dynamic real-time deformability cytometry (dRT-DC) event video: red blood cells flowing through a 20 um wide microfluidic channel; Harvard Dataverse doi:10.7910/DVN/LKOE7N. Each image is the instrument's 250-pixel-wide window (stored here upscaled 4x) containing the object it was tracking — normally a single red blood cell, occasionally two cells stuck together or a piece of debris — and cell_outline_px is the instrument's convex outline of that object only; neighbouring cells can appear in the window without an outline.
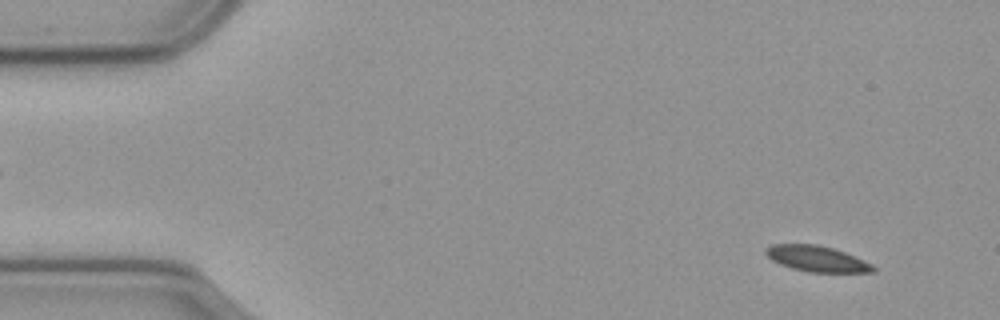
{"species": "common noctule bat (a hibernating species)", "species_latin": "Nyctalus noctula", "temperature_condition": "cold", "stored_images_in_passage": 57, "camera_frame_rate_fps": 3000, "um_per_image_px": 0.085, "animal": {"sex": "male", "body_mass_g": 23.1, "forearm_length_mm": 52.7}, "frame": {"image": 1, "passage_image": 4, "time_ms": 1.0, "image_size_px": [1000, 320], "cell_outline_px": [[876, 272], [808, 272], [792, 268], [780, 264], [772, 260], [764, 252], [764, 248], [772, 244], [816, 244], [832, 248], [844, 252], [864, 260], [872, 264], [876, 268]], "centroid_in_image_um": [69.42, 21.99], "position_along_channel_um": 15.6, "area_um2": 16.13}}
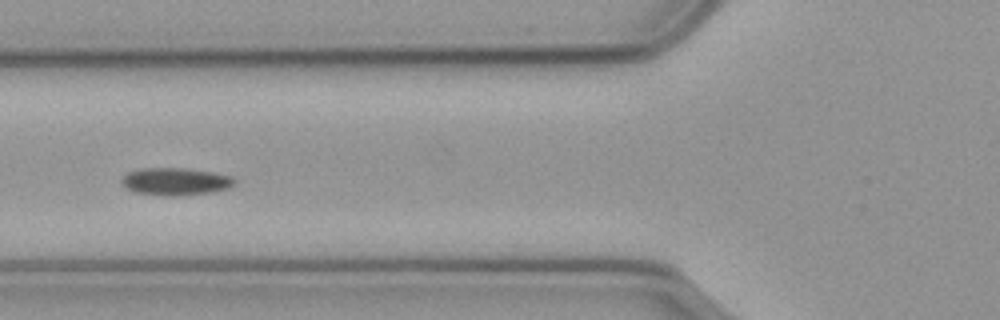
{"frame": {"image": 2, "passage_image": 21, "time_ms": 6.667, "image_size_px": [1000, 320], "cell_outline_px": [[236, 184], [228, 188], [212, 192], [180, 196], [164, 196], [132, 192], [124, 188], [120, 184], [120, 180], [128, 172], [140, 168], [184, 168], [212, 172], [232, 176], [236, 180]], "centroid_in_image_um": [14.88, 15.44], "position_along_channel_um": 110.9, "area_um2": 18.44}}
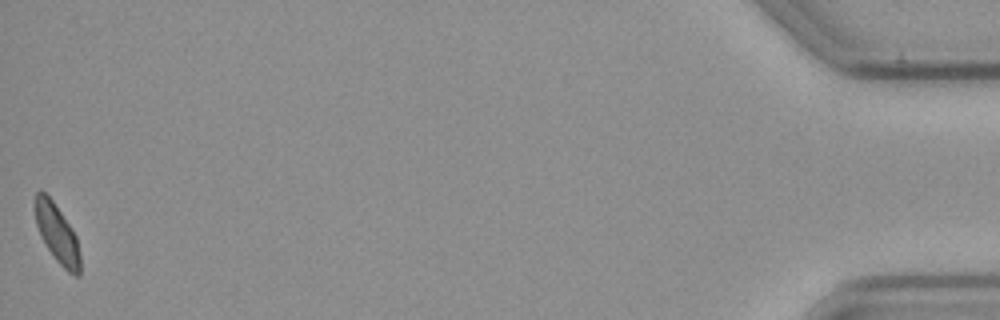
{"frame": {"image": 3, "passage_image": 57, "time_ms": 18.667, "image_size_px": [1000, 320], "cell_outline_px": [[80, 276], [76, 276], [68, 272], [56, 260], [40, 236], [36, 224], [36, 192], [40, 188], [52, 200], [72, 228], [76, 236], [80, 256]], "centroid_in_image_um": [4.87, 19.87], "position_along_channel_um": 430.3, "area_um2": 15.14}, "authors_computed_cell_mechanics": {"area_um2": 16.9932, "velocity_mm_per_s": 3.5469, "shape_relaxation_time_tau1_ms": 5.27, "shape_relaxation_time_tau2_ms": null, "deformation_change_tau1": 0.0942, "deformation_change_tau2": null}}